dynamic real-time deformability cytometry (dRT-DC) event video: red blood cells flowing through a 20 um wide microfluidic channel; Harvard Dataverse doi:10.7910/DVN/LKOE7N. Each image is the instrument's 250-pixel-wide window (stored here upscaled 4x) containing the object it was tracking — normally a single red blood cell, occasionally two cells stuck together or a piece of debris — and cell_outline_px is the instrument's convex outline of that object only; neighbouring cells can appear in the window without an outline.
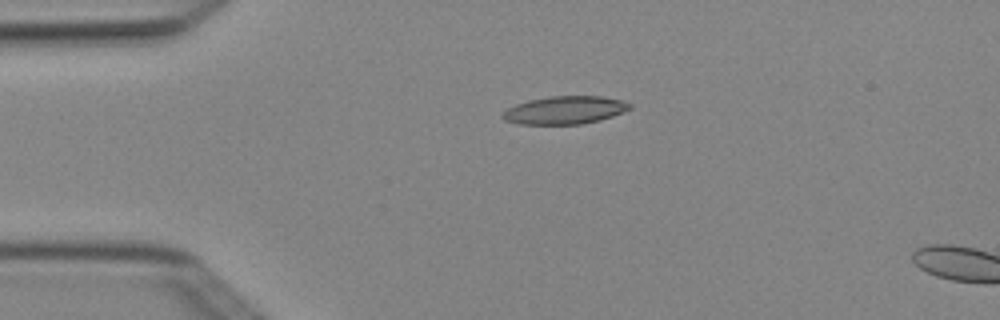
{"species": "Egyptian fruit bat (a non-hibernating species)", "species_latin": "Rousettus aegyptiacus", "temperature_condition": "cold", "stored_images_in_passage": 4, "camera_frame_rate_fps": 3000, "um_per_image_px": 0.085, "animal": {"sex": "female"}, "frame": {"image": 1, "passage_image": 3, "time_ms": 0.667, "image_size_px": [1000, 320], "cell_outline_px": [[632, 108], [612, 116], [600, 120], [580, 124], [516, 124], [504, 120], [500, 116], [508, 108], [516, 104], [528, 100], [548, 96], [604, 96], [624, 100], [632, 104]], "centroid_in_image_um": [48.02, 9.35], "position_along_channel_um": 37.0, "area_um2": 20.87}}